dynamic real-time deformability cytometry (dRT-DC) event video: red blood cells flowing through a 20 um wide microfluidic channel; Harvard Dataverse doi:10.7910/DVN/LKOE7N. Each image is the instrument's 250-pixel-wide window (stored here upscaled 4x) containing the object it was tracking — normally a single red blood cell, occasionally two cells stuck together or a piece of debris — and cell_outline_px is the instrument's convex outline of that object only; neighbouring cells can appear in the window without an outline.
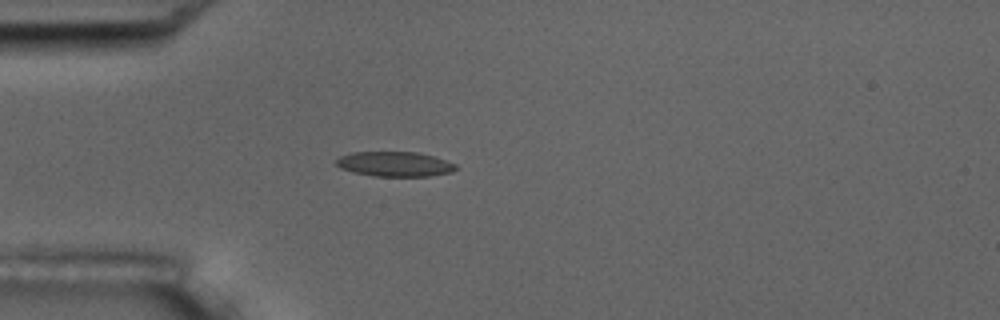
{"species": "common noctule bat (a hibernating species)", "species_latin": "Nyctalus noctula", "temperature_condition": "room temperature", "stored_images_in_passage": 4, "camera_frame_rate_fps": 3000, "um_per_image_px": 0.085, "animal": {"sex": "male", "body_mass_g": 17.5, "forearm_length_mm": 52.3}, "frame": {"image": 1, "passage_image": 4, "time_ms": 3.333, "image_size_px": [1000, 320], "cell_outline_px": [[460, 168], [452, 172], [428, 176], [376, 176], [352, 172], [340, 168], [336, 164], [336, 160], [340, 156], [352, 152], [416, 152], [432, 156], [456, 164]], "centroid_in_image_um": [33.55, 13.95], "position_along_channel_um": 51.4, "area_um2": 17.28}}